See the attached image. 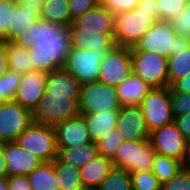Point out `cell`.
I'll list each match as a JSON object with an SVG mask.
<instances>
[{
    "mask_svg": "<svg viewBox=\"0 0 190 190\" xmlns=\"http://www.w3.org/2000/svg\"><path fill=\"white\" fill-rule=\"evenodd\" d=\"M139 107L145 117L149 132L174 122L170 87L152 88L142 99Z\"/></svg>",
    "mask_w": 190,
    "mask_h": 190,
    "instance_id": "cell-9",
    "label": "cell"
},
{
    "mask_svg": "<svg viewBox=\"0 0 190 190\" xmlns=\"http://www.w3.org/2000/svg\"><path fill=\"white\" fill-rule=\"evenodd\" d=\"M9 190H31L27 176L17 175L9 177Z\"/></svg>",
    "mask_w": 190,
    "mask_h": 190,
    "instance_id": "cell-44",
    "label": "cell"
},
{
    "mask_svg": "<svg viewBox=\"0 0 190 190\" xmlns=\"http://www.w3.org/2000/svg\"><path fill=\"white\" fill-rule=\"evenodd\" d=\"M0 190H9V177H0Z\"/></svg>",
    "mask_w": 190,
    "mask_h": 190,
    "instance_id": "cell-51",
    "label": "cell"
},
{
    "mask_svg": "<svg viewBox=\"0 0 190 190\" xmlns=\"http://www.w3.org/2000/svg\"><path fill=\"white\" fill-rule=\"evenodd\" d=\"M40 7L31 5H19L13 12L12 26H9L7 35L1 40L13 42L18 38L23 28L32 25L34 21L40 20Z\"/></svg>",
    "mask_w": 190,
    "mask_h": 190,
    "instance_id": "cell-24",
    "label": "cell"
},
{
    "mask_svg": "<svg viewBox=\"0 0 190 190\" xmlns=\"http://www.w3.org/2000/svg\"><path fill=\"white\" fill-rule=\"evenodd\" d=\"M33 122L32 112L14 101L0 107V143L15 141Z\"/></svg>",
    "mask_w": 190,
    "mask_h": 190,
    "instance_id": "cell-12",
    "label": "cell"
},
{
    "mask_svg": "<svg viewBox=\"0 0 190 190\" xmlns=\"http://www.w3.org/2000/svg\"><path fill=\"white\" fill-rule=\"evenodd\" d=\"M108 53L70 47L62 68L81 84L98 81L100 62Z\"/></svg>",
    "mask_w": 190,
    "mask_h": 190,
    "instance_id": "cell-10",
    "label": "cell"
},
{
    "mask_svg": "<svg viewBox=\"0 0 190 190\" xmlns=\"http://www.w3.org/2000/svg\"><path fill=\"white\" fill-rule=\"evenodd\" d=\"M7 163L3 152V142L0 143V177H7Z\"/></svg>",
    "mask_w": 190,
    "mask_h": 190,
    "instance_id": "cell-48",
    "label": "cell"
},
{
    "mask_svg": "<svg viewBox=\"0 0 190 190\" xmlns=\"http://www.w3.org/2000/svg\"><path fill=\"white\" fill-rule=\"evenodd\" d=\"M133 190H161L162 184L152 171L130 173Z\"/></svg>",
    "mask_w": 190,
    "mask_h": 190,
    "instance_id": "cell-35",
    "label": "cell"
},
{
    "mask_svg": "<svg viewBox=\"0 0 190 190\" xmlns=\"http://www.w3.org/2000/svg\"><path fill=\"white\" fill-rule=\"evenodd\" d=\"M22 75L8 70L0 77V98L4 101H13Z\"/></svg>",
    "mask_w": 190,
    "mask_h": 190,
    "instance_id": "cell-34",
    "label": "cell"
},
{
    "mask_svg": "<svg viewBox=\"0 0 190 190\" xmlns=\"http://www.w3.org/2000/svg\"><path fill=\"white\" fill-rule=\"evenodd\" d=\"M170 88L181 93H190V74L177 79Z\"/></svg>",
    "mask_w": 190,
    "mask_h": 190,
    "instance_id": "cell-46",
    "label": "cell"
},
{
    "mask_svg": "<svg viewBox=\"0 0 190 190\" xmlns=\"http://www.w3.org/2000/svg\"><path fill=\"white\" fill-rule=\"evenodd\" d=\"M170 100L174 118L190 112V93L176 92L170 88Z\"/></svg>",
    "mask_w": 190,
    "mask_h": 190,
    "instance_id": "cell-39",
    "label": "cell"
},
{
    "mask_svg": "<svg viewBox=\"0 0 190 190\" xmlns=\"http://www.w3.org/2000/svg\"><path fill=\"white\" fill-rule=\"evenodd\" d=\"M152 13L134 8L115 15L114 41L116 45L134 47L154 24Z\"/></svg>",
    "mask_w": 190,
    "mask_h": 190,
    "instance_id": "cell-5",
    "label": "cell"
},
{
    "mask_svg": "<svg viewBox=\"0 0 190 190\" xmlns=\"http://www.w3.org/2000/svg\"><path fill=\"white\" fill-rule=\"evenodd\" d=\"M16 6L17 0H0V41L7 35L9 26H12Z\"/></svg>",
    "mask_w": 190,
    "mask_h": 190,
    "instance_id": "cell-37",
    "label": "cell"
},
{
    "mask_svg": "<svg viewBox=\"0 0 190 190\" xmlns=\"http://www.w3.org/2000/svg\"><path fill=\"white\" fill-rule=\"evenodd\" d=\"M152 87L133 73L116 87L122 107L139 106Z\"/></svg>",
    "mask_w": 190,
    "mask_h": 190,
    "instance_id": "cell-23",
    "label": "cell"
},
{
    "mask_svg": "<svg viewBox=\"0 0 190 190\" xmlns=\"http://www.w3.org/2000/svg\"><path fill=\"white\" fill-rule=\"evenodd\" d=\"M78 100L45 91L32 112L33 122L54 127L62 121L76 117L80 114Z\"/></svg>",
    "mask_w": 190,
    "mask_h": 190,
    "instance_id": "cell-4",
    "label": "cell"
},
{
    "mask_svg": "<svg viewBox=\"0 0 190 190\" xmlns=\"http://www.w3.org/2000/svg\"><path fill=\"white\" fill-rule=\"evenodd\" d=\"M78 104L80 114H95L105 110L119 111L122 108L116 87L99 81L81 85Z\"/></svg>",
    "mask_w": 190,
    "mask_h": 190,
    "instance_id": "cell-7",
    "label": "cell"
},
{
    "mask_svg": "<svg viewBox=\"0 0 190 190\" xmlns=\"http://www.w3.org/2000/svg\"><path fill=\"white\" fill-rule=\"evenodd\" d=\"M132 73L130 47L115 44L100 62L98 81L117 87Z\"/></svg>",
    "mask_w": 190,
    "mask_h": 190,
    "instance_id": "cell-11",
    "label": "cell"
},
{
    "mask_svg": "<svg viewBox=\"0 0 190 190\" xmlns=\"http://www.w3.org/2000/svg\"><path fill=\"white\" fill-rule=\"evenodd\" d=\"M3 152L7 163V177L27 176L43 163L38 156L21 148L15 141L3 142Z\"/></svg>",
    "mask_w": 190,
    "mask_h": 190,
    "instance_id": "cell-16",
    "label": "cell"
},
{
    "mask_svg": "<svg viewBox=\"0 0 190 190\" xmlns=\"http://www.w3.org/2000/svg\"><path fill=\"white\" fill-rule=\"evenodd\" d=\"M140 0H100V3L113 15L136 8Z\"/></svg>",
    "mask_w": 190,
    "mask_h": 190,
    "instance_id": "cell-41",
    "label": "cell"
},
{
    "mask_svg": "<svg viewBox=\"0 0 190 190\" xmlns=\"http://www.w3.org/2000/svg\"><path fill=\"white\" fill-rule=\"evenodd\" d=\"M123 141L124 140L120 137L116 129L111 131L96 143L99 154L112 159Z\"/></svg>",
    "mask_w": 190,
    "mask_h": 190,
    "instance_id": "cell-36",
    "label": "cell"
},
{
    "mask_svg": "<svg viewBox=\"0 0 190 190\" xmlns=\"http://www.w3.org/2000/svg\"><path fill=\"white\" fill-rule=\"evenodd\" d=\"M183 168L182 161L156 153L151 171L163 184L178 174Z\"/></svg>",
    "mask_w": 190,
    "mask_h": 190,
    "instance_id": "cell-30",
    "label": "cell"
},
{
    "mask_svg": "<svg viewBox=\"0 0 190 190\" xmlns=\"http://www.w3.org/2000/svg\"><path fill=\"white\" fill-rule=\"evenodd\" d=\"M169 87L179 78L190 74V45L176 55L167 58Z\"/></svg>",
    "mask_w": 190,
    "mask_h": 190,
    "instance_id": "cell-31",
    "label": "cell"
},
{
    "mask_svg": "<svg viewBox=\"0 0 190 190\" xmlns=\"http://www.w3.org/2000/svg\"><path fill=\"white\" fill-rule=\"evenodd\" d=\"M177 36L190 41V1H187L184 9L178 17L170 22Z\"/></svg>",
    "mask_w": 190,
    "mask_h": 190,
    "instance_id": "cell-38",
    "label": "cell"
},
{
    "mask_svg": "<svg viewBox=\"0 0 190 190\" xmlns=\"http://www.w3.org/2000/svg\"><path fill=\"white\" fill-rule=\"evenodd\" d=\"M45 0H17L19 5L42 6Z\"/></svg>",
    "mask_w": 190,
    "mask_h": 190,
    "instance_id": "cell-49",
    "label": "cell"
},
{
    "mask_svg": "<svg viewBox=\"0 0 190 190\" xmlns=\"http://www.w3.org/2000/svg\"><path fill=\"white\" fill-rule=\"evenodd\" d=\"M6 42L0 41V77L8 71Z\"/></svg>",
    "mask_w": 190,
    "mask_h": 190,
    "instance_id": "cell-47",
    "label": "cell"
},
{
    "mask_svg": "<svg viewBox=\"0 0 190 190\" xmlns=\"http://www.w3.org/2000/svg\"><path fill=\"white\" fill-rule=\"evenodd\" d=\"M52 164L58 178L59 190H85L79 168L63 163L57 158L52 161Z\"/></svg>",
    "mask_w": 190,
    "mask_h": 190,
    "instance_id": "cell-28",
    "label": "cell"
},
{
    "mask_svg": "<svg viewBox=\"0 0 190 190\" xmlns=\"http://www.w3.org/2000/svg\"><path fill=\"white\" fill-rule=\"evenodd\" d=\"M26 151L38 156L43 162H52L57 156L54 127L32 122L15 140Z\"/></svg>",
    "mask_w": 190,
    "mask_h": 190,
    "instance_id": "cell-6",
    "label": "cell"
},
{
    "mask_svg": "<svg viewBox=\"0 0 190 190\" xmlns=\"http://www.w3.org/2000/svg\"><path fill=\"white\" fill-rule=\"evenodd\" d=\"M95 190H133L127 170L114 168Z\"/></svg>",
    "mask_w": 190,
    "mask_h": 190,
    "instance_id": "cell-32",
    "label": "cell"
},
{
    "mask_svg": "<svg viewBox=\"0 0 190 190\" xmlns=\"http://www.w3.org/2000/svg\"><path fill=\"white\" fill-rule=\"evenodd\" d=\"M13 43L29 48L33 69L45 73L62 67L71 47L67 27L41 19L23 28Z\"/></svg>",
    "mask_w": 190,
    "mask_h": 190,
    "instance_id": "cell-1",
    "label": "cell"
},
{
    "mask_svg": "<svg viewBox=\"0 0 190 190\" xmlns=\"http://www.w3.org/2000/svg\"><path fill=\"white\" fill-rule=\"evenodd\" d=\"M31 190H59L52 162H43L27 175Z\"/></svg>",
    "mask_w": 190,
    "mask_h": 190,
    "instance_id": "cell-27",
    "label": "cell"
},
{
    "mask_svg": "<svg viewBox=\"0 0 190 190\" xmlns=\"http://www.w3.org/2000/svg\"><path fill=\"white\" fill-rule=\"evenodd\" d=\"M54 131L57 148H79L91 142L86 122L82 114L55 125Z\"/></svg>",
    "mask_w": 190,
    "mask_h": 190,
    "instance_id": "cell-17",
    "label": "cell"
},
{
    "mask_svg": "<svg viewBox=\"0 0 190 190\" xmlns=\"http://www.w3.org/2000/svg\"><path fill=\"white\" fill-rule=\"evenodd\" d=\"M40 19L59 23L64 27L71 24L70 7L67 0H45L40 7Z\"/></svg>",
    "mask_w": 190,
    "mask_h": 190,
    "instance_id": "cell-26",
    "label": "cell"
},
{
    "mask_svg": "<svg viewBox=\"0 0 190 190\" xmlns=\"http://www.w3.org/2000/svg\"><path fill=\"white\" fill-rule=\"evenodd\" d=\"M114 21L115 15L99 3L93 9L73 19L67 29H83L85 31L114 33Z\"/></svg>",
    "mask_w": 190,
    "mask_h": 190,
    "instance_id": "cell-19",
    "label": "cell"
},
{
    "mask_svg": "<svg viewBox=\"0 0 190 190\" xmlns=\"http://www.w3.org/2000/svg\"><path fill=\"white\" fill-rule=\"evenodd\" d=\"M4 102H5V101L0 98V107L2 106V104H3Z\"/></svg>",
    "mask_w": 190,
    "mask_h": 190,
    "instance_id": "cell-52",
    "label": "cell"
},
{
    "mask_svg": "<svg viewBox=\"0 0 190 190\" xmlns=\"http://www.w3.org/2000/svg\"><path fill=\"white\" fill-rule=\"evenodd\" d=\"M174 123L186 141L190 142V112L174 118Z\"/></svg>",
    "mask_w": 190,
    "mask_h": 190,
    "instance_id": "cell-43",
    "label": "cell"
},
{
    "mask_svg": "<svg viewBox=\"0 0 190 190\" xmlns=\"http://www.w3.org/2000/svg\"><path fill=\"white\" fill-rule=\"evenodd\" d=\"M8 69L10 71L25 74L33 71L29 48L21 47L13 42H6Z\"/></svg>",
    "mask_w": 190,
    "mask_h": 190,
    "instance_id": "cell-29",
    "label": "cell"
},
{
    "mask_svg": "<svg viewBox=\"0 0 190 190\" xmlns=\"http://www.w3.org/2000/svg\"><path fill=\"white\" fill-rule=\"evenodd\" d=\"M46 75L36 70L22 74L13 101L33 112L44 95Z\"/></svg>",
    "mask_w": 190,
    "mask_h": 190,
    "instance_id": "cell-15",
    "label": "cell"
},
{
    "mask_svg": "<svg viewBox=\"0 0 190 190\" xmlns=\"http://www.w3.org/2000/svg\"><path fill=\"white\" fill-rule=\"evenodd\" d=\"M99 154L96 143L89 142L81 147L58 148L56 158L66 164L82 168Z\"/></svg>",
    "mask_w": 190,
    "mask_h": 190,
    "instance_id": "cell-25",
    "label": "cell"
},
{
    "mask_svg": "<svg viewBox=\"0 0 190 190\" xmlns=\"http://www.w3.org/2000/svg\"><path fill=\"white\" fill-rule=\"evenodd\" d=\"M161 190H190V171L183 168L169 181L164 182Z\"/></svg>",
    "mask_w": 190,
    "mask_h": 190,
    "instance_id": "cell-40",
    "label": "cell"
},
{
    "mask_svg": "<svg viewBox=\"0 0 190 190\" xmlns=\"http://www.w3.org/2000/svg\"><path fill=\"white\" fill-rule=\"evenodd\" d=\"M70 46L82 50L108 53L115 45L114 33L68 29Z\"/></svg>",
    "mask_w": 190,
    "mask_h": 190,
    "instance_id": "cell-18",
    "label": "cell"
},
{
    "mask_svg": "<svg viewBox=\"0 0 190 190\" xmlns=\"http://www.w3.org/2000/svg\"><path fill=\"white\" fill-rule=\"evenodd\" d=\"M184 169L190 171V142H188L185 159L183 161Z\"/></svg>",
    "mask_w": 190,
    "mask_h": 190,
    "instance_id": "cell-50",
    "label": "cell"
},
{
    "mask_svg": "<svg viewBox=\"0 0 190 190\" xmlns=\"http://www.w3.org/2000/svg\"><path fill=\"white\" fill-rule=\"evenodd\" d=\"M67 1L70 7L71 23L73 19L83 15L88 10L93 9L100 3V0H67Z\"/></svg>",
    "mask_w": 190,
    "mask_h": 190,
    "instance_id": "cell-42",
    "label": "cell"
},
{
    "mask_svg": "<svg viewBox=\"0 0 190 190\" xmlns=\"http://www.w3.org/2000/svg\"><path fill=\"white\" fill-rule=\"evenodd\" d=\"M190 41L177 36L172 24L168 21H155L143 37L131 47V51H146L157 53L166 58L176 55L186 49Z\"/></svg>",
    "mask_w": 190,
    "mask_h": 190,
    "instance_id": "cell-2",
    "label": "cell"
},
{
    "mask_svg": "<svg viewBox=\"0 0 190 190\" xmlns=\"http://www.w3.org/2000/svg\"><path fill=\"white\" fill-rule=\"evenodd\" d=\"M156 151L149 139L124 140L111 159L116 169L129 173L151 171Z\"/></svg>",
    "mask_w": 190,
    "mask_h": 190,
    "instance_id": "cell-3",
    "label": "cell"
},
{
    "mask_svg": "<svg viewBox=\"0 0 190 190\" xmlns=\"http://www.w3.org/2000/svg\"><path fill=\"white\" fill-rule=\"evenodd\" d=\"M81 85L74 76L60 67L47 73L45 91L52 95L69 96V99H79Z\"/></svg>",
    "mask_w": 190,
    "mask_h": 190,
    "instance_id": "cell-20",
    "label": "cell"
},
{
    "mask_svg": "<svg viewBox=\"0 0 190 190\" xmlns=\"http://www.w3.org/2000/svg\"><path fill=\"white\" fill-rule=\"evenodd\" d=\"M149 141L156 153L184 161L188 141L174 122L150 132Z\"/></svg>",
    "mask_w": 190,
    "mask_h": 190,
    "instance_id": "cell-13",
    "label": "cell"
},
{
    "mask_svg": "<svg viewBox=\"0 0 190 190\" xmlns=\"http://www.w3.org/2000/svg\"><path fill=\"white\" fill-rule=\"evenodd\" d=\"M133 74L152 88L169 87L167 58L157 53L131 51Z\"/></svg>",
    "mask_w": 190,
    "mask_h": 190,
    "instance_id": "cell-8",
    "label": "cell"
},
{
    "mask_svg": "<svg viewBox=\"0 0 190 190\" xmlns=\"http://www.w3.org/2000/svg\"><path fill=\"white\" fill-rule=\"evenodd\" d=\"M118 112L115 110H105L95 114H82L91 142L97 143L108 133L115 130Z\"/></svg>",
    "mask_w": 190,
    "mask_h": 190,
    "instance_id": "cell-22",
    "label": "cell"
},
{
    "mask_svg": "<svg viewBox=\"0 0 190 190\" xmlns=\"http://www.w3.org/2000/svg\"><path fill=\"white\" fill-rule=\"evenodd\" d=\"M115 129L123 140L128 141L149 139L150 136L145 117L139 106L122 107L118 112Z\"/></svg>",
    "mask_w": 190,
    "mask_h": 190,
    "instance_id": "cell-14",
    "label": "cell"
},
{
    "mask_svg": "<svg viewBox=\"0 0 190 190\" xmlns=\"http://www.w3.org/2000/svg\"><path fill=\"white\" fill-rule=\"evenodd\" d=\"M114 168L111 159L98 154L92 161L80 168L83 188L95 190Z\"/></svg>",
    "mask_w": 190,
    "mask_h": 190,
    "instance_id": "cell-21",
    "label": "cell"
},
{
    "mask_svg": "<svg viewBox=\"0 0 190 190\" xmlns=\"http://www.w3.org/2000/svg\"><path fill=\"white\" fill-rule=\"evenodd\" d=\"M187 0H158L157 1V9L159 21H168L178 17V14L184 9L186 6Z\"/></svg>",
    "mask_w": 190,
    "mask_h": 190,
    "instance_id": "cell-33",
    "label": "cell"
},
{
    "mask_svg": "<svg viewBox=\"0 0 190 190\" xmlns=\"http://www.w3.org/2000/svg\"><path fill=\"white\" fill-rule=\"evenodd\" d=\"M157 1L155 0H140L136 6V9L142 10L145 13H152V19L159 21Z\"/></svg>",
    "mask_w": 190,
    "mask_h": 190,
    "instance_id": "cell-45",
    "label": "cell"
}]
</instances>
